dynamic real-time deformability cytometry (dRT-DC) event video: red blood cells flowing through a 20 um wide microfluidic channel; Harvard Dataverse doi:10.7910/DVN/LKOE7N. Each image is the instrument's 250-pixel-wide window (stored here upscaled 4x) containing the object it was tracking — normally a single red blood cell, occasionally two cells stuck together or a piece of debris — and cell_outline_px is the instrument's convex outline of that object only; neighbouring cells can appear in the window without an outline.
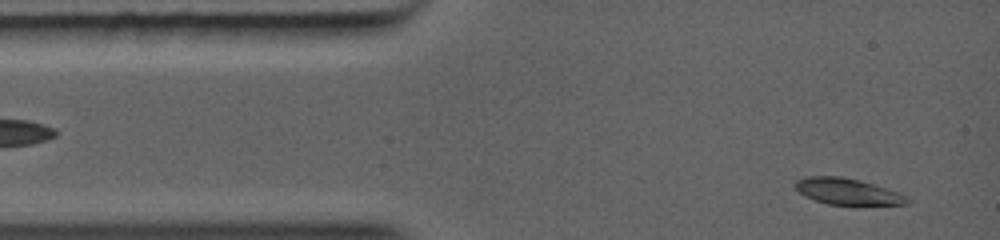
{"species": "common noctule bat (a hibernating species)", "species_latin": "Nyctalus noctula", "temperature_condition": "warm", "stored_images_in_passage": 8, "camera_frame_rate_fps": 5000, "um_per_image_px": 0.085, "animal": {"sex": "female", "body_mass_g": 19.0, "forearm_length_mm": 56.7}, "frame": {"image": 1, "passage_image": 1, "time_ms": 0.0, "image_size_px": [1000, 240], "cell_outline_px": [[908, 204], [856, 208], [828, 204], [804, 196], [796, 188], [796, 180], [808, 176], [840, 176], [860, 180], [896, 192], [904, 196], [908, 200]], "centroid_in_image_um": [72.06, 16.34], "position_along_channel_um": 12.9, "area_um2": 17.69}}
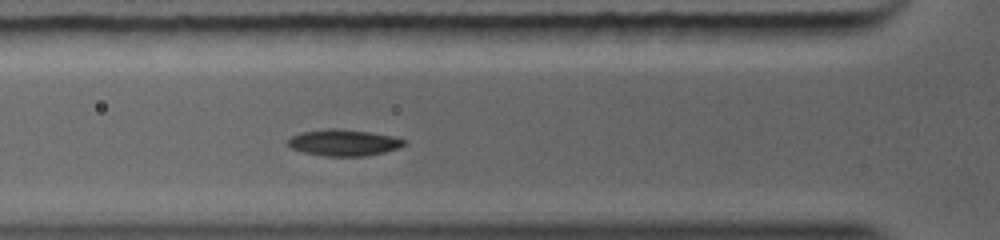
{"frame": {"image": 2, "passage_image": 7, "time_ms": 2.8, "image_size_px": [1000, 240], "cell_outline_px": [[408, 144], [400, 148], [384, 152], [364, 156], [324, 156], [304, 152], [292, 148], [288, 144], [288, 140], [292, 136], [300, 132], [328, 128], [336, 128], [368, 132], [392, 136], [408, 140]], "centroid_in_image_um": [29.26, 12.12], "position_along_channel_um": 96.5, "area_um2": 17.92}}
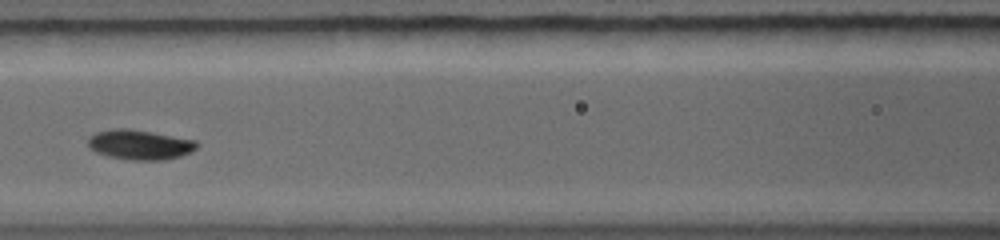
{"frame": {"image": 3, "passage_image": 8, "time_ms": 4.0, "image_size_px": [1000, 240], "cell_outline_px": [[200, 144], [196, 148], [180, 156], [164, 160], [128, 160], [108, 156], [96, 152], [88, 148], [88, 136], [96, 132], [116, 128], [124, 128], [152, 132], [196, 140]], "centroid_in_image_um": [11.85, 12.3], "position_along_channel_um": 154.7, "area_um2": 18.96}}